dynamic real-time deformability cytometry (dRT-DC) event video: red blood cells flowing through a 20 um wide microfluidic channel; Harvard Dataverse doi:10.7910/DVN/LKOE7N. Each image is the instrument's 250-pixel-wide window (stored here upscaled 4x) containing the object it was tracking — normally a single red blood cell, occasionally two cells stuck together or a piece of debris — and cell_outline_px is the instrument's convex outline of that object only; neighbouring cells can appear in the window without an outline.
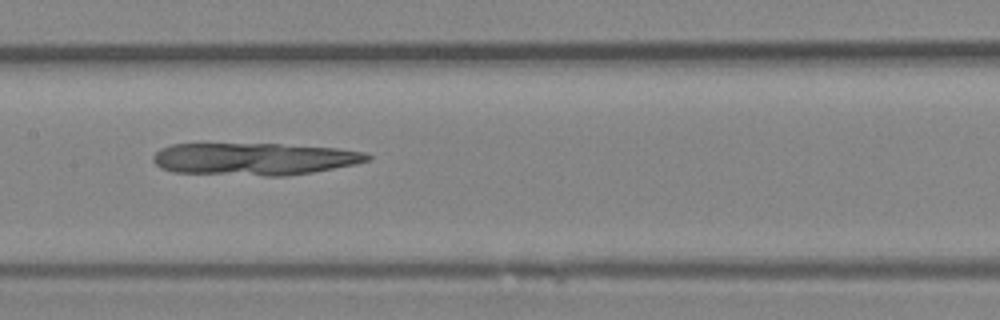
{"species": "Egyptian fruit bat (a non-hibernating species)", "species_latin": "Rousettus aegyptiacus", "temperature_condition": "room temperature", "stored_images_in_passage": 43, "camera_frame_rate_fps": 3000, "um_per_image_px": 0.085, "animal": {"sex": "female"}, "frame": {"image": 1, "passage_image": 21, "time_ms": 6.667, "image_size_px": [1000, 320], "cell_outline_px": [[372, 156], [368, 160], [352, 164], [312, 172], [288, 176], [264, 176], [172, 172], [160, 168], [152, 160], [152, 156], [160, 148], [172, 144], [280, 144], [336, 148], [364, 152]], "centroid_in_image_um": [21.54, 13.51], "position_along_channel_um": 185.9, "area_um2": 40.29}}